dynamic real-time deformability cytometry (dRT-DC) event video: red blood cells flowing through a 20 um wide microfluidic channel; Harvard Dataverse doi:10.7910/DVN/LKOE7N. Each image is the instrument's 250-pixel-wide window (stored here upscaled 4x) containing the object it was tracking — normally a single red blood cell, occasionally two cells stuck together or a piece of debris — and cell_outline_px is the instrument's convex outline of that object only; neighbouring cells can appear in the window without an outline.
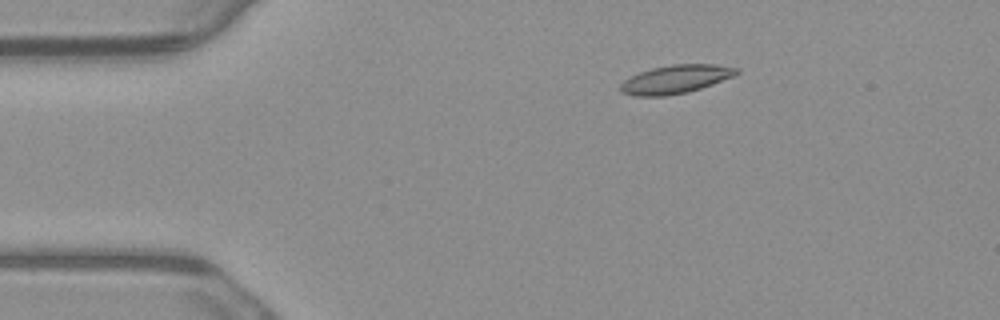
{"species": "common noctule bat (a hibernating species)", "species_latin": "Nyctalus noctula", "temperature_condition": "warm", "stored_images_in_passage": 4, "camera_frame_rate_fps": 3000, "um_per_image_px": 0.085, "animal": {"sex": "male", "body_mass_g": 23.1, "forearm_length_mm": 52.7}, "frame": {"image": 1, "passage_image": 3, "time_ms": 0.667, "image_size_px": [1000, 320], "cell_outline_px": [[740, 72], [732, 76], [712, 84], [688, 92], [664, 96], [636, 96], [620, 92], [620, 84], [624, 80], [640, 72], [652, 68], [672, 64], [716, 64], [740, 68]], "centroid_in_image_um": [57.43, 6.73], "position_along_channel_um": 27.6, "area_um2": 19.13}}
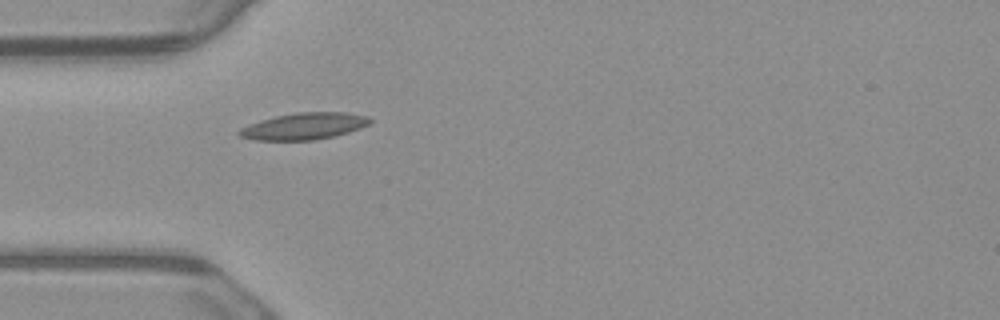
{"frame": {"image": 2, "passage_image": 4, "time_ms": 1.0, "image_size_px": [1000, 320], "cell_outline_px": [[372, 124], [348, 132], [316, 140], [252, 140], [240, 136], [236, 132], [240, 128], [260, 120], [276, 116], [296, 112], [348, 112], [368, 116], [372, 120]], "centroid_in_image_um": [25.86, 10.72], "position_along_channel_um": 59.1, "area_um2": 20.46}}